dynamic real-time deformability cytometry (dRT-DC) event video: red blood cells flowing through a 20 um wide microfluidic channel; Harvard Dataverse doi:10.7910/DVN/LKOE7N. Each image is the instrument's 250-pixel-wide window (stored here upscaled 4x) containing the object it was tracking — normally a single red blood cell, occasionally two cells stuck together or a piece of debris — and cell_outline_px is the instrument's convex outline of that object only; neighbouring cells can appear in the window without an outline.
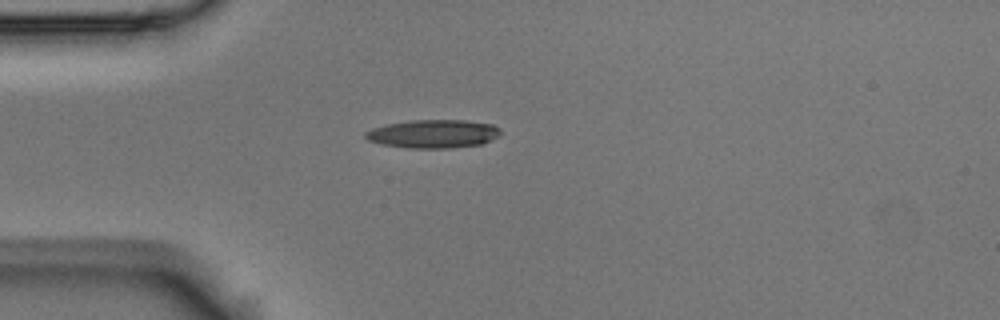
{"species": "Egyptian fruit bat (a non-hibernating species)", "species_latin": "Rousettus aegyptiacus", "temperature_condition": "room temperature", "stored_images_in_passage": 5, "camera_frame_rate_fps": 3000, "um_per_image_px": 0.085, "animal": {"sex": "male"}, "frame": {"image": 1, "passage_image": 5, "time_ms": 1.333, "image_size_px": [1000, 320], "cell_outline_px": [[500, 136], [484, 144], [452, 148], [408, 148], [384, 144], [368, 140], [364, 136], [364, 132], [372, 128], [388, 124], [408, 120], [464, 120], [492, 124], [500, 128]], "centroid_in_image_um": [36.87, 11.37], "position_along_channel_um": 48.1, "area_um2": 22.48}}